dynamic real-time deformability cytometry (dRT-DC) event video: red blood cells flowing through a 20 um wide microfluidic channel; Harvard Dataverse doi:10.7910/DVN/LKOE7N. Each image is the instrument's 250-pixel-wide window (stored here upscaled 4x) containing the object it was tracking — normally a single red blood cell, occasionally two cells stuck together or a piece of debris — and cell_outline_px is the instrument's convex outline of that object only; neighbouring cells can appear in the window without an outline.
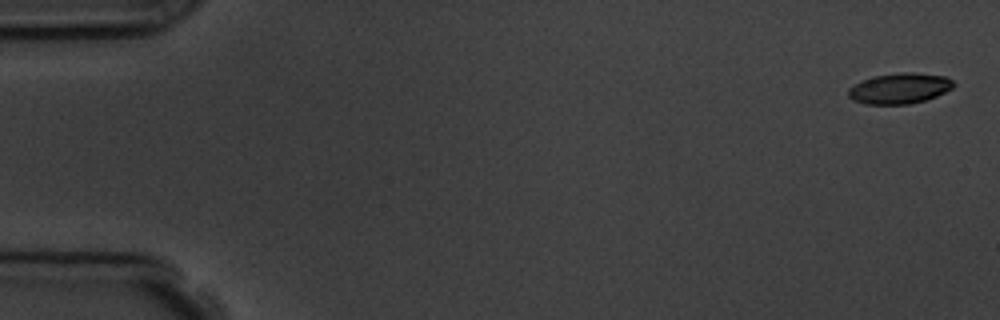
{"species": "common noctule bat (a hibernating species)", "species_latin": "Nyctalus noctula", "temperature_condition": "room temperature", "stored_images_in_passage": 5, "camera_frame_rate_fps": 3000, "um_per_image_px": 0.085, "animal": {"sex": "male", "body_mass_g": 19.5, "forearm_length_mm": 54.6}, "frame": {"image": 1, "passage_image": 1, "time_ms": 0.0, "image_size_px": [1000, 320], "cell_outline_px": [[956, 84], [952, 88], [936, 96], [924, 100], [908, 104], [864, 104], [852, 100], [848, 96], [848, 88], [864, 80], [876, 76], [900, 72], [912, 72], [944, 76], [952, 80]], "centroid_in_image_um": [76.46, 7.52], "position_along_channel_um": 8.5, "area_um2": 18.61}}
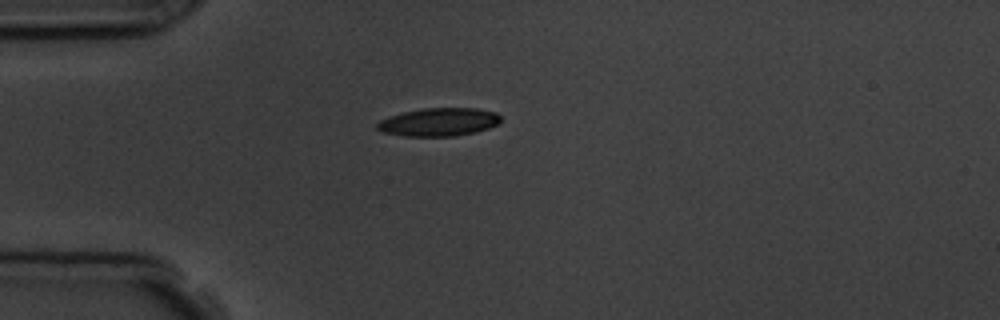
{"frame": {"image": 2, "passage_image": 5, "time_ms": 4.333, "image_size_px": [1000, 320], "cell_outline_px": [[500, 124], [476, 132], [456, 136], [404, 136], [380, 132], [376, 128], [376, 124], [380, 120], [388, 116], [404, 112], [424, 108], [476, 108], [496, 112], [500, 116]], "centroid_in_image_um": [37.29, 10.38], "position_along_channel_um": 47.7, "area_um2": 20.46}}